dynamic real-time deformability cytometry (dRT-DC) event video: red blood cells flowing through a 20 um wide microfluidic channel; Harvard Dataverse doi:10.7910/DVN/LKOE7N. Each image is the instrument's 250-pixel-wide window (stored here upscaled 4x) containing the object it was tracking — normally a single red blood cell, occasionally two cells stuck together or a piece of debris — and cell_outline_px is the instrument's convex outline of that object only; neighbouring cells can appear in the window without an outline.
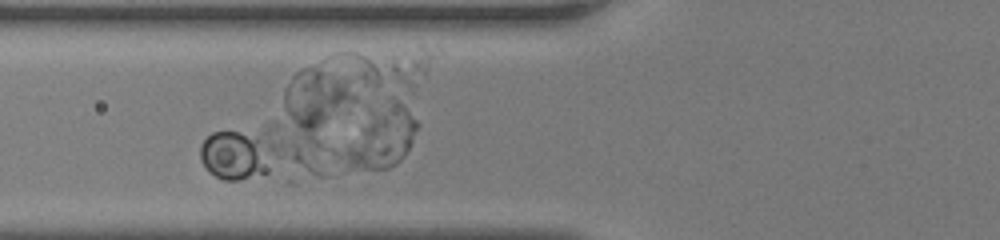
{"species": "human", "species_latin": "Homo sapiens", "temperature_condition": "room temperature", "stored_images_in_passage": 30, "camera_frame_rate_fps": 3000, "um_per_image_px": 0.085, "donor": {"sex": "female"}, "frame": {"image": 1, "passage_image": 5, "time_ms": 1.333, "image_size_px": [1000, 240], "cell_outline_px": [[420, 124], [404, 156], [396, 164], [388, 168], [348, 168], [336, 152], [368, 108], [408, 84], [416, 84]], "centroid_in_image_um": [32.58, 11.2], "position_along_channel_um": 93.2, "area_um2": 31.79}}